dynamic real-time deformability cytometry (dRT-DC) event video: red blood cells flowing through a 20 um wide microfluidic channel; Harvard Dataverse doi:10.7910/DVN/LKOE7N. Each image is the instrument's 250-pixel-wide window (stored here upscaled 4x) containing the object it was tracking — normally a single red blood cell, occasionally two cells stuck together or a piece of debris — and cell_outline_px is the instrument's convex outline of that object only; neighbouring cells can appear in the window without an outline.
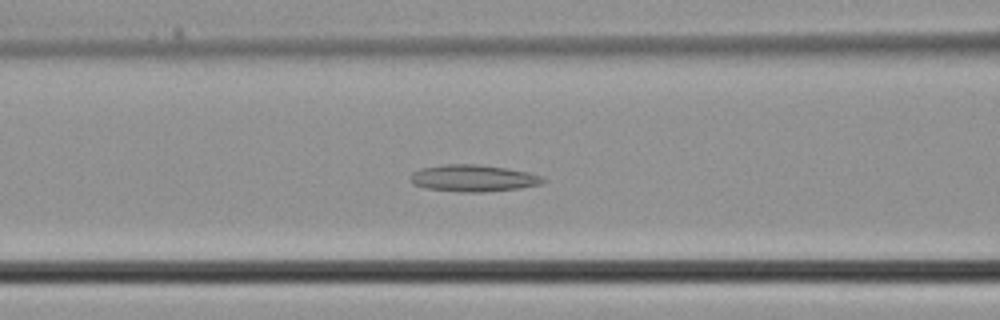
{"species": "common noctule bat (a hibernating species)", "species_latin": "Nyctalus noctula", "temperature_condition": "cold", "stored_images_in_passage": 30, "camera_frame_rate_fps": 3000, "um_per_image_px": 0.085, "animal": {"sex": "male", "body_mass_g": 21.5, "forearm_length_mm": 52.0}, "frame": {"image": 1, "passage_image": 10, "time_ms": 3.0, "image_size_px": [1000, 320], "cell_outline_px": [[548, 180], [540, 184], [520, 188], [480, 192], [460, 192], [424, 188], [412, 184], [408, 176], [412, 172], [420, 168], [444, 164], [476, 164], [508, 168], [528, 172], [540, 176]], "centroid_in_image_um": [40.17, 15.14], "position_along_channel_um": 126.4, "area_um2": 20.92}}
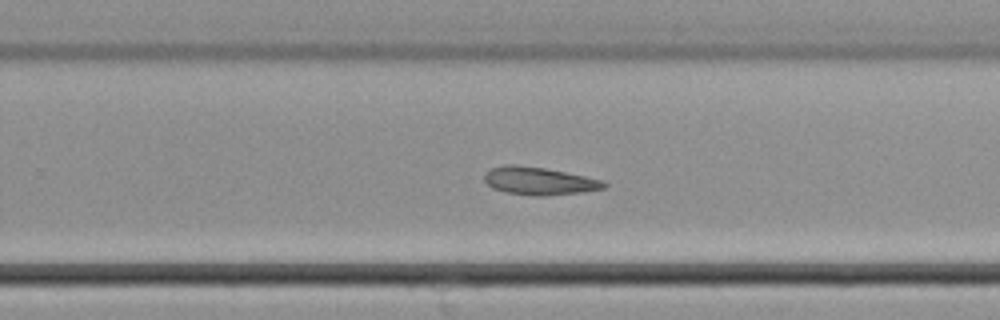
{"frame": {"image": 2, "passage_image": 19, "time_ms": 6.0, "image_size_px": [1000, 320], "cell_outline_px": [[608, 184], [604, 188], [580, 192], [540, 196], [536, 196], [508, 192], [492, 188], [484, 180], [484, 176], [492, 168], [504, 164], [516, 164], [544, 168], [584, 176], [600, 180]], "centroid_in_image_um": [45.79, 15.37], "position_along_channel_um": 284.0, "area_um2": 18.96}}
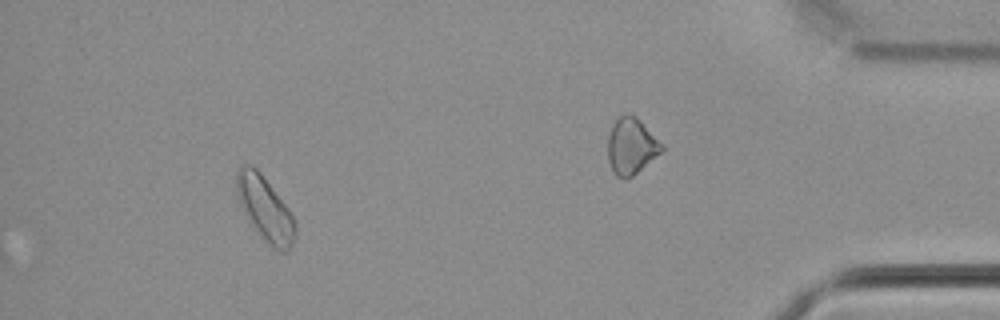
{"frame": {"image": 3, "passage_image": 30, "time_ms": 9.667, "image_size_px": [1000, 320], "cell_outline_px": [[296, 232], [292, 244], [288, 252], [280, 252], [272, 248], [252, 224], [244, 212], [240, 204], [236, 192], [236, 172], [240, 164], [252, 164], [260, 172], [288, 208], [296, 224]], "centroid_in_image_um": [22.52, 17.71], "position_along_channel_um": 412.7, "area_um2": 21.79}}